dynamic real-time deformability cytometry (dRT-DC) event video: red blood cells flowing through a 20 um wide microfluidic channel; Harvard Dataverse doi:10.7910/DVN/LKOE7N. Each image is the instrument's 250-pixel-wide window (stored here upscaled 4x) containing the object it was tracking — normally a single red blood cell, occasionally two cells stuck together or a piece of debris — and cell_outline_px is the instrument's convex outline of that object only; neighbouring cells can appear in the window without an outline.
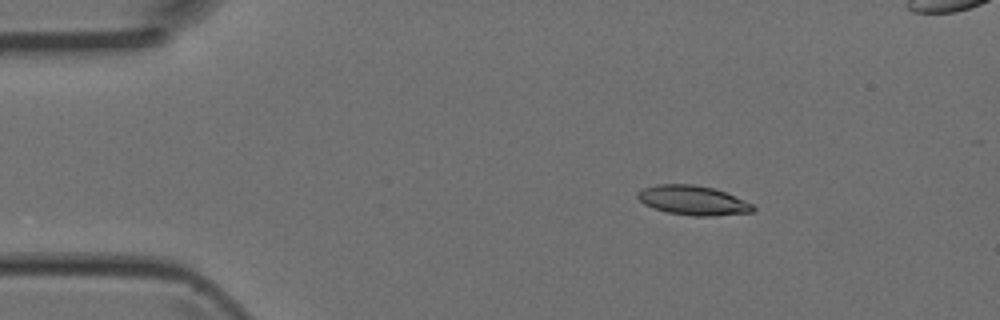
{"species": "Egyptian fruit bat (a non-hibernating species)", "species_latin": "Rousettus aegyptiacus", "temperature_condition": "room temperature", "stored_images_in_passage": 4, "camera_frame_rate_fps": 3000, "um_per_image_px": 0.085, "animal": {"sex": "female"}, "frame": {"image": 1, "passage_image": 2, "time_ms": 0.333, "image_size_px": [1000, 320], "cell_outline_px": [[756, 212], [712, 216], [692, 216], [668, 212], [652, 208], [644, 204], [636, 196], [636, 192], [644, 188], [656, 184], [692, 184], [712, 188], [724, 192], [744, 200], [752, 204], [756, 208]], "centroid_in_image_um": [58.89, 17.04], "position_along_channel_um": 26.1, "area_um2": 19.83}}